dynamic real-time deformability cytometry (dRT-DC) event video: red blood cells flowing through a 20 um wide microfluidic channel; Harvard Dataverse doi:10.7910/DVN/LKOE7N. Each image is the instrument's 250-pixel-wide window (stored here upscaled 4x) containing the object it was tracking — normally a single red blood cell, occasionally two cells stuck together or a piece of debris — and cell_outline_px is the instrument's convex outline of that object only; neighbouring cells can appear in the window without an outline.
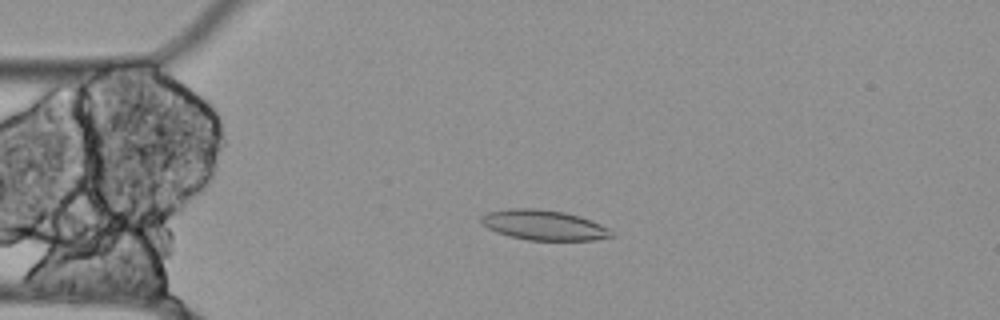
{"species": "Egyptian fruit bat (a non-hibernating species)", "species_latin": "Rousettus aegyptiacus", "temperature_condition": "cold", "stored_images_in_passage": 55, "camera_frame_rate_fps": 3000, "um_per_image_px": 0.085, "animal": {"sex": "female"}, "frame": {"image": 1, "passage_image": 12, "time_ms": 3.667, "image_size_px": [1000, 320], "cell_outline_px": [[616, 236], [592, 240], [528, 240], [508, 236], [496, 232], [480, 224], [480, 216], [488, 212], [512, 208], [536, 208], [564, 212], [580, 216], [600, 224], [608, 228]], "centroid_in_image_um": [46.19, 19.13], "position_along_channel_um": 38.8, "area_um2": 22.95}}
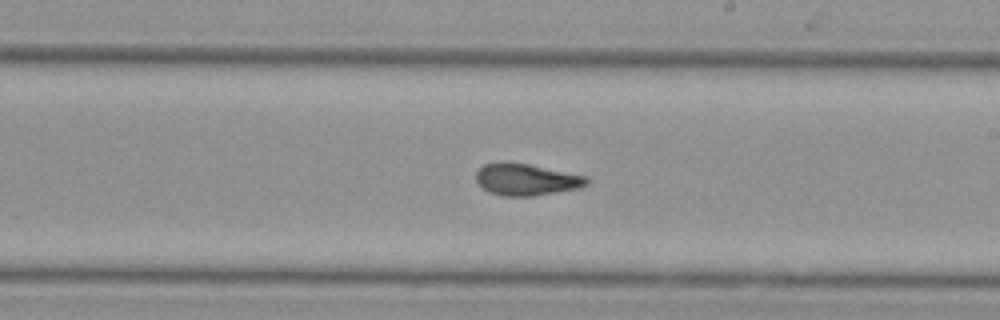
{"frame": {"image": 2, "passage_image": 31, "time_ms": 10.0, "image_size_px": [1000, 320], "cell_outline_px": [[592, 180], [588, 184], [580, 188], [532, 196], [504, 196], [488, 192], [476, 180], [476, 172], [484, 164], [500, 160], [508, 160], [588, 176]], "centroid_in_image_um": [44.75, 15.23], "position_along_channel_um": 244.3, "area_um2": 20.87}}
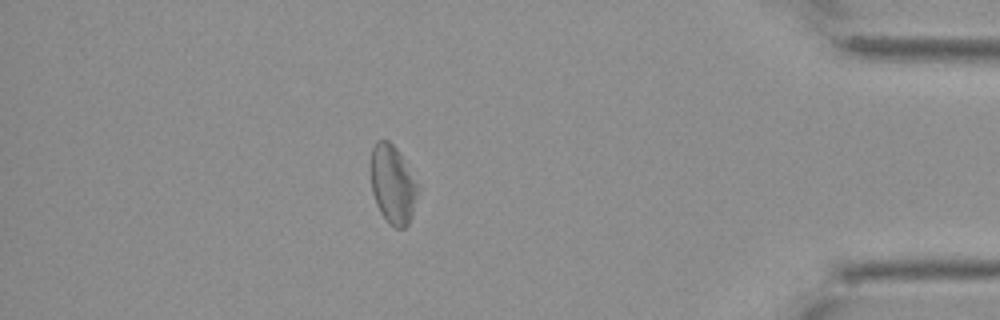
{"frame": {"image": 3, "passage_image": 48, "time_ms": 15.667, "image_size_px": [1000, 320], "cell_outline_px": [[416, 196], [412, 216], [408, 224], [404, 228], [396, 228], [388, 224], [380, 212], [376, 204], [372, 192], [372, 148], [376, 140], [388, 140], [396, 148], [416, 184]], "centroid_in_image_um": [33.35, 15.72], "position_along_channel_um": 401.9, "area_um2": 20.81}, "authors_computed_cell_mechanics": {"area_um2": 21.9062, "velocity_mm_per_s": 3.4979, "shape_relaxation_time_tau1_ms": null, "shape_relaxation_time_tau2_ms": 4.7713, "deformation_change_tau1": null, "deformation_change_tau2": 0.109}}